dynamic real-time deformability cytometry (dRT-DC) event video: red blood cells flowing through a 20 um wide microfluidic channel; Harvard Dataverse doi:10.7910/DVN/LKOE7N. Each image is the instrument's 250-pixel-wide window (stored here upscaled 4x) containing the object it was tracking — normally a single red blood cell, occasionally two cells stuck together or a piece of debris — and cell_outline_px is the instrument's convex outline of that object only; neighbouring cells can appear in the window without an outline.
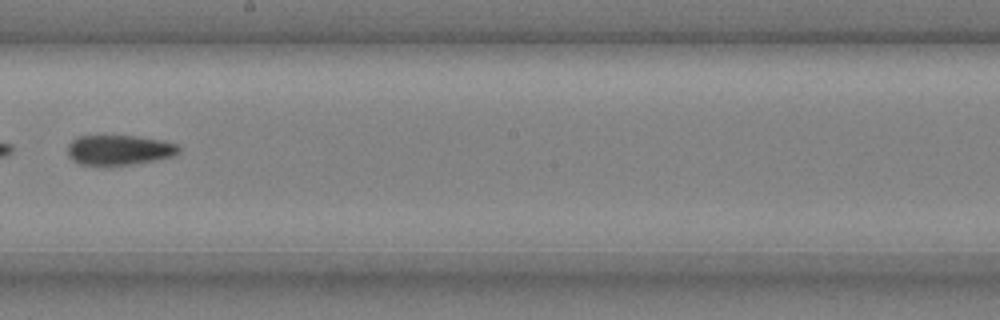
{"species": "common noctule bat (a hibernating species)", "species_latin": "Nyctalus noctula", "temperature_condition": "cold", "stored_images_in_passage": 8, "camera_frame_rate_fps": 3000, "um_per_image_px": 0.085, "animal": {"sex": "male", "body_mass_g": 20.4}, "frame": {"image": 1, "passage_image": 8, "time_ms": 2.333, "image_size_px": [1000, 320], "cell_outline_px": [[180, 152], [172, 156], [132, 164], [108, 168], [104, 168], [80, 164], [72, 160], [68, 156], [68, 144], [72, 140], [80, 136], [136, 136], [164, 140], [176, 144], [180, 148]], "centroid_in_image_um": [10.08, 12.78], "position_along_channel_um": 238.1, "area_um2": 19.94}}